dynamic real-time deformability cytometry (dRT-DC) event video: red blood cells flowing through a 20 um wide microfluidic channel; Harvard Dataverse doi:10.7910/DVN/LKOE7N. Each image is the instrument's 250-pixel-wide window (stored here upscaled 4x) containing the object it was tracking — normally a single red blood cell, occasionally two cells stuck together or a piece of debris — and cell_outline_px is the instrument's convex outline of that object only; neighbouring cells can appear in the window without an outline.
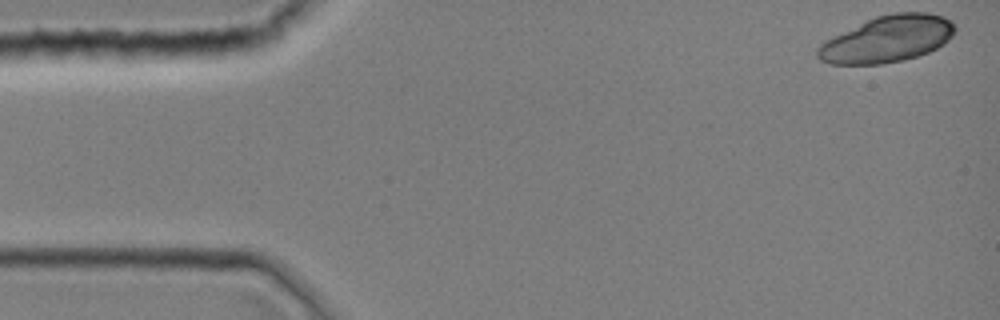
{"species": "common noctule bat (a hibernating species)", "species_latin": "Nyctalus noctula", "temperature_condition": "room temperature", "stored_images_in_passage": 38, "camera_frame_rate_fps": 3000, "um_per_image_px": 0.085, "animal": {"sex": "female", "body_mass_g": 19.0, "forearm_length_mm": 51.5}, "frame": {"image": 1, "passage_image": 1, "time_ms": 0.0, "image_size_px": [1000, 320], "cell_outline_px": [[956, 28], [952, 36], [944, 44], [928, 52], [904, 60], [880, 64], [832, 64], [820, 60], [816, 56], [816, 48], [824, 40], [832, 36], [876, 16], [892, 12], [928, 12], [944, 16], [956, 24]], "centroid_in_image_um": [75.43, 3.31], "position_along_channel_um": 9.6, "area_um2": 37.4}}
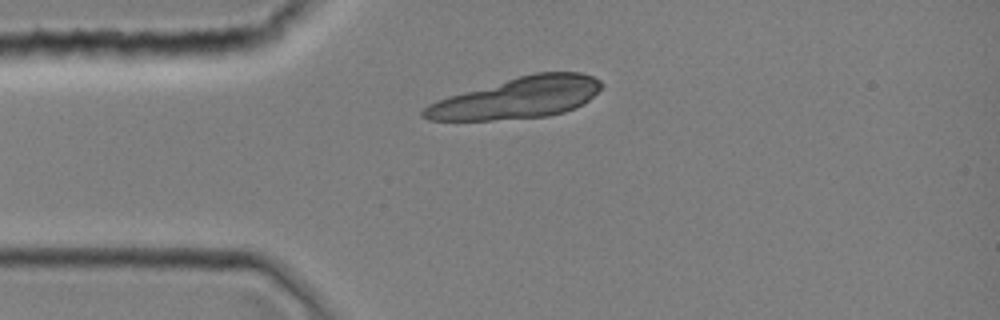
{"frame": {"image": 2, "passage_image": 9, "time_ms": 2.667, "image_size_px": [1000, 320], "cell_outline_px": [[604, 84], [588, 100], [576, 108], [564, 112], [548, 116], [492, 120], [428, 120], [420, 116], [420, 112], [428, 104], [436, 100], [448, 96], [520, 76], [536, 72], [580, 72], [592, 76], [600, 80]], "centroid_in_image_um": [43.96, 8.33], "position_along_channel_um": 41.0, "area_um2": 42.31}}
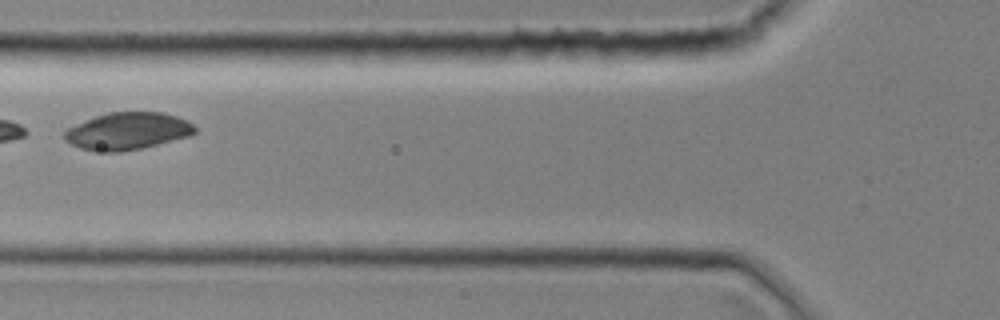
{"frame": {"image": 3, "passage_image": 15, "time_ms": 4.667, "image_size_px": [1000, 320], "cell_outline_px": [[196, 132], [188, 136], [140, 148], [120, 152], [92, 152], [80, 148], [64, 140], [64, 132], [68, 128], [76, 124], [96, 116], [108, 112], [160, 112], [176, 116], [188, 120], [196, 128]], "centroid_in_image_um": [10.81, 11.15], "position_along_channel_um": 115.0, "area_um2": 28.15}}